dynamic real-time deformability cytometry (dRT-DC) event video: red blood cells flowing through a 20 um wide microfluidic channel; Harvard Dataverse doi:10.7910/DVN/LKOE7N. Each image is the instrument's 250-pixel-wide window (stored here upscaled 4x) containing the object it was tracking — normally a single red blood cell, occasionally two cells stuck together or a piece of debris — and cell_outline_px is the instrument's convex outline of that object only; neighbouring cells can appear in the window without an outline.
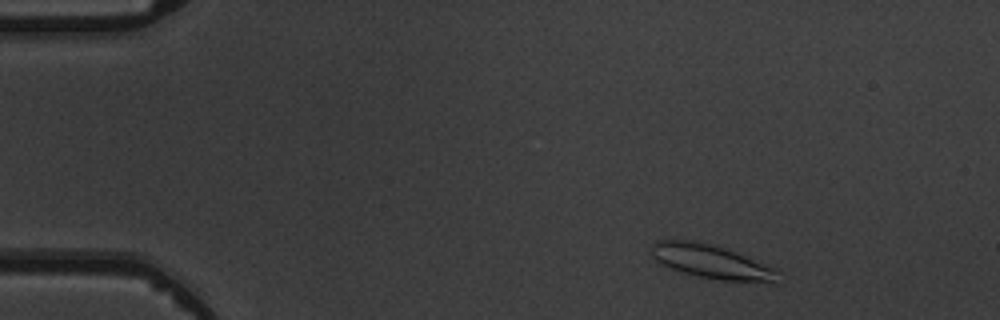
{"species": "common noctule bat (a hibernating species)", "species_latin": "Nyctalus noctula", "temperature_condition": "warm", "stored_images_in_passage": 4, "camera_frame_rate_fps": 3000, "um_per_image_px": 0.085, "animal": {"sex": "male", "body_mass_g": 19.5, "forearm_length_mm": 54.6}, "frame": {"image": 1, "passage_image": 1, "time_ms": 0.0, "image_size_px": [1000, 320], "cell_outline_px": [[780, 272], [776, 284], [772, 284], [720, 280], [700, 276], [684, 272], [660, 264], [652, 256], [652, 244], [656, 240], [692, 240], [712, 244], [724, 248], [776, 268]], "centroid_in_image_um": [60.54, 22.26], "position_along_channel_um": 24.5, "area_um2": 25.09}}
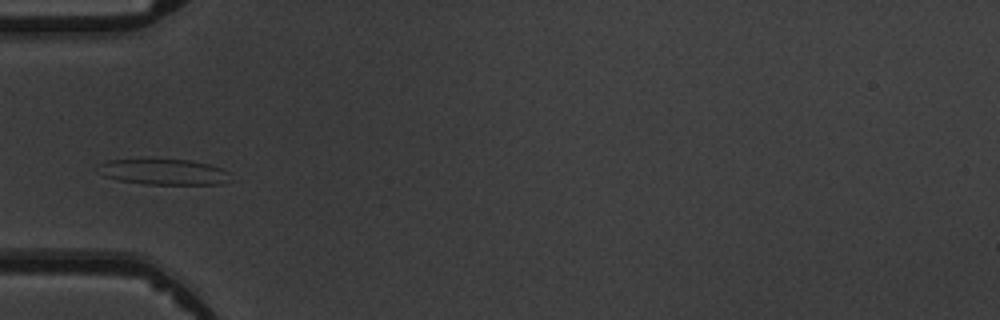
{"frame": {"image": 2, "passage_image": 4, "time_ms": 3.333, "image_size_px": [1000, 320], "cell_outline_px": [[228, 172], [220, 184], [144, 184], [120, 180], [104, 176], [100, 172], [100, 164], [104, 160], [144, 156], [192, 160], [224, 168]], "centroid_in_image_um": [13.79, 14.54], "position_along_channel_um": 71.2, "area_um2": 20.52}}